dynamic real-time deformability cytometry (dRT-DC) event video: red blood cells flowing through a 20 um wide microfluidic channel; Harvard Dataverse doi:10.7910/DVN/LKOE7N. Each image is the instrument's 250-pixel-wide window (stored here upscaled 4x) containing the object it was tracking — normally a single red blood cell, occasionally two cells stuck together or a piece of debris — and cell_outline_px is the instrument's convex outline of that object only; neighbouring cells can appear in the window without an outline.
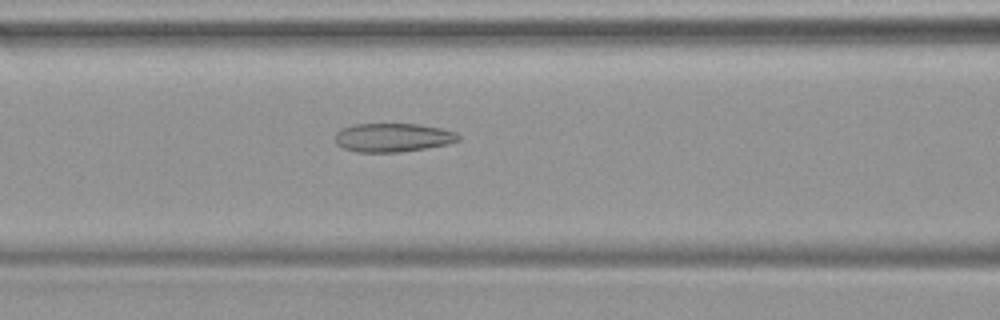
{"species": "common noctule bat (a hibernating species)", "species_latin": "Nyctalus noctula", "temperature_condition": "warm", "stored_images_in_passage": 48, "camera_frame_rate_fps": 3000, "um_per_image_px": 0.085, "animal": {"sex": "female", "body_mass_g": 19.9}, "frame": {"image": 1, "passage_image": 20, "time_ms": 6.333, "image_size_px": [1000, 320], "cell_outline_px": [[460, 140], [448, 144], [400, 152], [356, 152], [344, 148], [336, 144], [336, 132], [340, 128], [356, 124], [420, 124], [440, 128], [456, 132], [460, 136]], "centroid_in_image_um": [33.39, 11.69], "position_along_channel_um": 133.2, "area_um2": 20.63}}
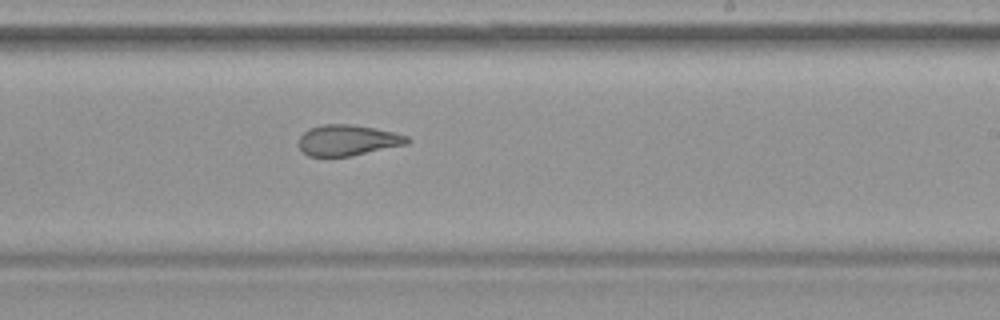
{"frame": {"image": 2, "passage_image": 29, "time_ms": 9.333, "image_size_px": [1000, 320], "cell_outline_px": [[412, 140], [408, 144], [352, 156], [308, 156], [300, 148], [300, 136], [308, 128], [320, 124], [352, 124], [396, 132], [408, 136]], "centroid_in_image_um": [29.6, 11.91], "position_along_channel_um": 259.4, "area_um2": 19.65}}
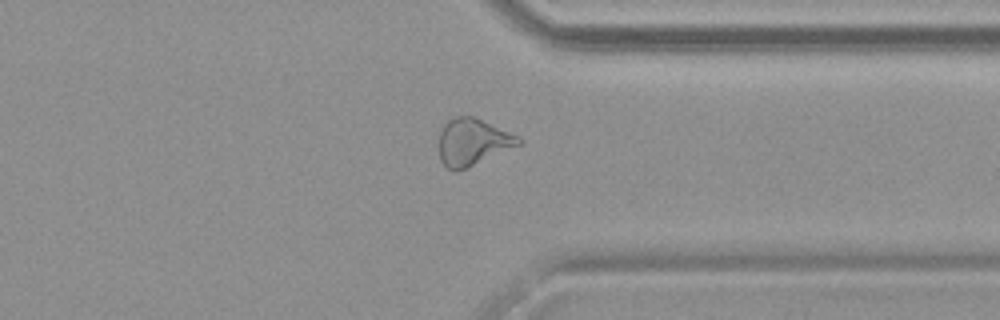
{"frame": {"image": 3, "passage_image": 37, "time_ms": 12.0, "image_size_px": [1000, 320], "cell_outline_px": [[524, 144], [456, 172], [448, 168], [440, 160], [436, 144], [440, 132], [444, 124], [452, 116], [472, 116], [508, 132], [524, 140]], "centroid_in_image_um": [40.13, 12.09], "position_along_channel_um": 371.3, "area_um2": 21.96}}